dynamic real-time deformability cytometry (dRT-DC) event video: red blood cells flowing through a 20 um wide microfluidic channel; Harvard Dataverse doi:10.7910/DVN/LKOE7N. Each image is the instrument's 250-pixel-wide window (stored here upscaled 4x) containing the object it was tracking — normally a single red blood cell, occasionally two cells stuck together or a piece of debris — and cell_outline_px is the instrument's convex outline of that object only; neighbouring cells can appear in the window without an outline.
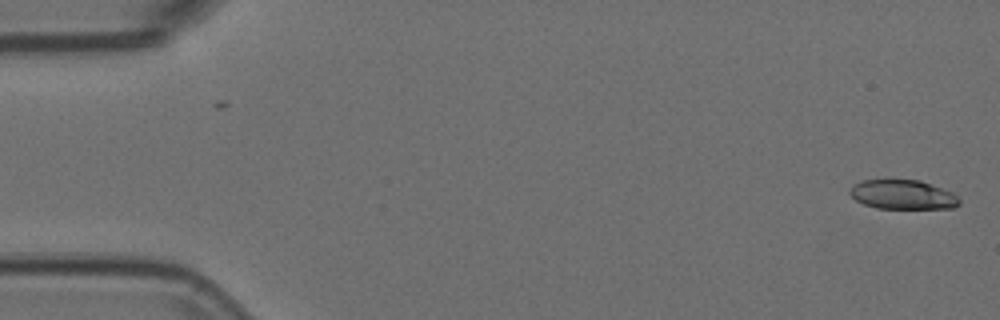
{"species": "Egyptian fruit bat (a non-hibernating species)", "species_latin": "Rousettus aegyptiacus", "temperature_condition": "room temperature", "stored_images_in_passage": 5, "camera_frame_rate_fps": 3000, "um_per_image_px": 0.085, "animal": {"sex": "female"}, "frame": {"image": 1, "passage_image": 1, "time_ms": 0.0, "image_size_px": [1000, 320], "cell_outline_px": [[960, 204], [952, 208], [876, 208], [864, 204], [856, 200], [848, 192], [852, 184], [864, 180], [920, 180], [952, 192], [960, 200]], "centroid_in_image_um": [76.71, 16.54], "position_along_channel_um": 8.3, "area_um2": 18.61}}
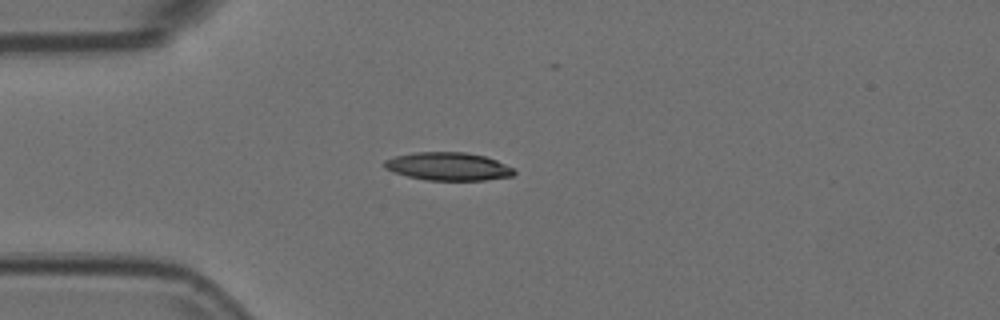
{"frame": {"image": 2, "passage_image": 4, "time_ms": 1.0, "image_size_px": [1000, 320], "cell_outline_px": [[516, 172], [512, 176], [484, 180], [424, 180], [408, 176], [384, 168], [384, 160], [396, 156], [416, 152], [464, 152], [484, 156], [496, 160], [512, 168]], "centroid_in_image_um": [38.09, 14.15], "position_along_channel_um": 46.9, "area_um2": 20.98}}